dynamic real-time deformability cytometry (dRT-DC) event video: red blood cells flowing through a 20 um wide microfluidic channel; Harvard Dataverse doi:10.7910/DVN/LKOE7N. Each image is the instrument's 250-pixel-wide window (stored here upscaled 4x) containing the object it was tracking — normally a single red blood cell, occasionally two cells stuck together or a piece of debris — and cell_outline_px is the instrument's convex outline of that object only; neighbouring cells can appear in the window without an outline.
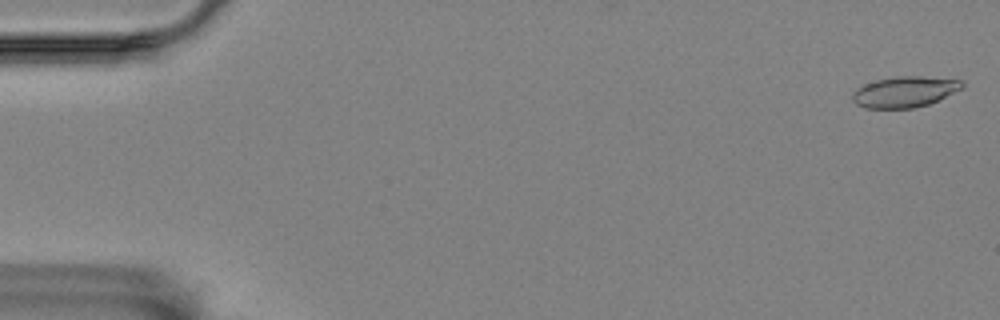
{"species": "Egyptian fruit bat (a non-hibernating species)", "species_latin": "Rousettus aegyptiacus", "temperature_condition": "room temperature", "stored_images_in_passage": 9, "camera_frame_rate_fps": 3000, "um_per_image_px": 0.085, "animal": {"sex": "female"}, "frame": {"image": 1, "passage_image": 1, "time_ms": 0.0, "image_size_px": [1000, 320], "cell_outline_px": [[964, 84], [960, 88], [928, 104], [912, 108], [864, 108], [856, 104], [852, 100], [852, 92], [856, 88], [864, 84], [876, 80], [900, 76], [920, 76], [964, 80]], "centroid_in_image_um": [76.83, 7.8], "position_along_channel_um": 8.2, "area_um2": 19.48}}
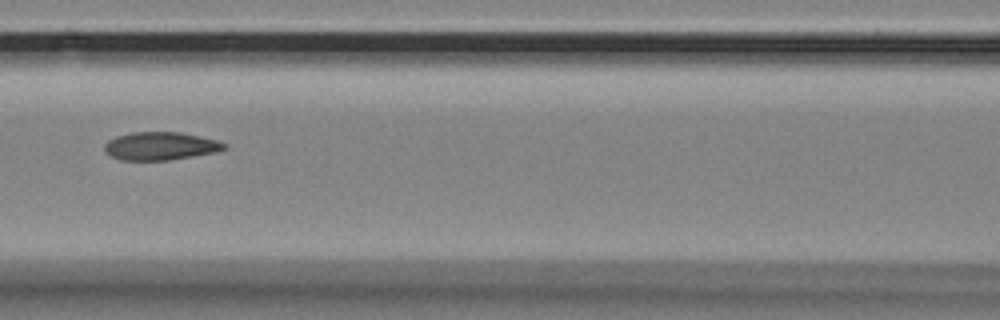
{"frame": {"image": 2, "passage_image": 7, "time_ms": 2.0, "image_size_px": [1000, 320], "cell_outline_px": [[228, 148], [216, 152], [168, 160], [120, 160], [104, 152], [104, 144], [108, 140], [116, 136], [132, 132], [180, 132], [216, 140], [228, 144]], "centroid_in_image_um": [13.63, 12.41], "position_along_channel_um": 153.0, "area_um2": 19.59}}
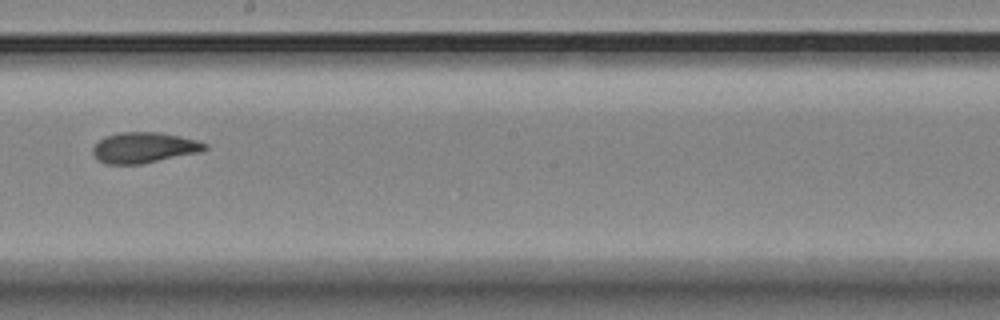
{"frame": {"image": 3, "passage_image": 9, "time_ms": 2.667, "image_size_px": [1000, 320], "cell_outline_px": [[208, 148], [200, 152], [140, 164], [104, 164], [96, 160], [92, 152], [92, 148], [104, 136], [120, 132], [160, 132], [180, 136], [196, 140], [208, 144]], "centroid_in_image_um": [12.22, 12.55], "position_along_channel_um": 236.0, "area_um2": 20.11}}